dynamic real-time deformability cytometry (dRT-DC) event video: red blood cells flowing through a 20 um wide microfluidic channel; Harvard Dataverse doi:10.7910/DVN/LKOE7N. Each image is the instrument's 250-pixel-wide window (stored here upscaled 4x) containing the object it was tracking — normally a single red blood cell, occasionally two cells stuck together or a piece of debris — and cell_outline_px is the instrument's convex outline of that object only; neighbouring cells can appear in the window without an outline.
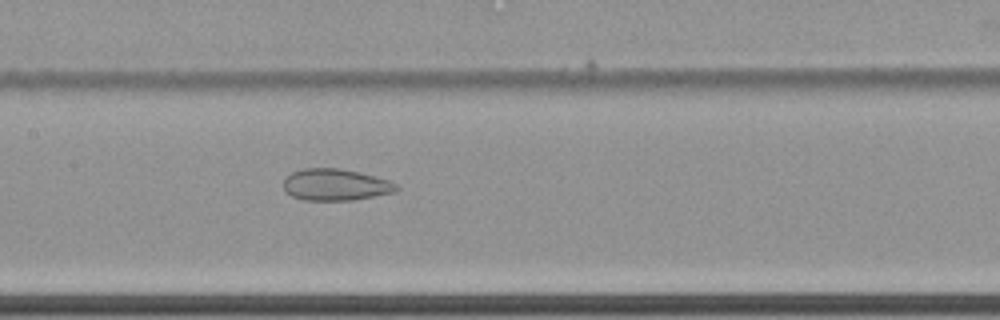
{"species": "common noctule bat (a hibernating species)", "species_latin": "Nyctalus noctula", "temperature_condition": "cold", "stored_images_in_passage": 33, "camera_frame_rate_fps": 3000, "um_per_image_px": 0.085, "animal": {"sex": "female", "body_mass_g": 22.7, "forearm_length_mm": 54.2}, "frame": {"image": 1, "passage_image": 10, "time_ms": 3.0, "image_size_px": [1000, 320], "cell_outline_px": [[400, 188], [396, 192], [352, 200], [304, 200], [292, 196], [284, 188], [284, 176], [292, 172], [304, 168], [340, 168], [360, 172], [388, 180], [396, 184]], "centroid_in_image_um": [28.52, 15.69], "position_along_channel_um": 178.9, "area_um2": 20.87}}
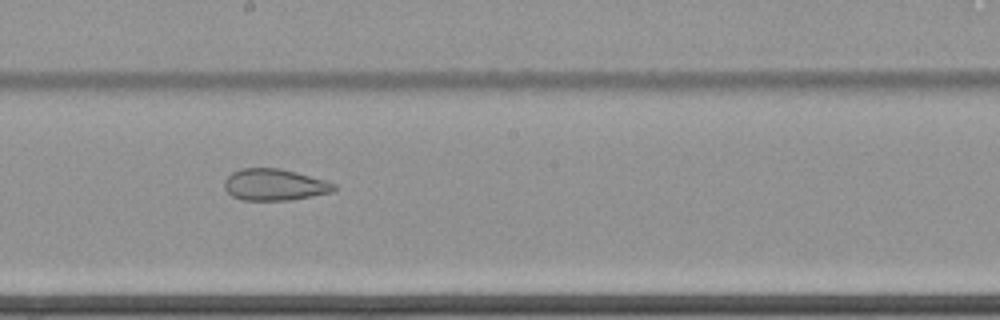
{"frame": {"image": 2, "passage_image": 14, "time_ms": 4.333, "image_size_px": [1000, 320], "cell_outline_px": [[336, 192], [288, 200], [240, 200], [232, 196], [224, 188], [224, 180], [232, 172], [240, 168], [280, 168], [296, 172], [324, 180], [336, 184]], "centroid_in_image_um": [23.33, 15.7], "position_along_channel_um": 224.9, "area_um2": 20.29}}
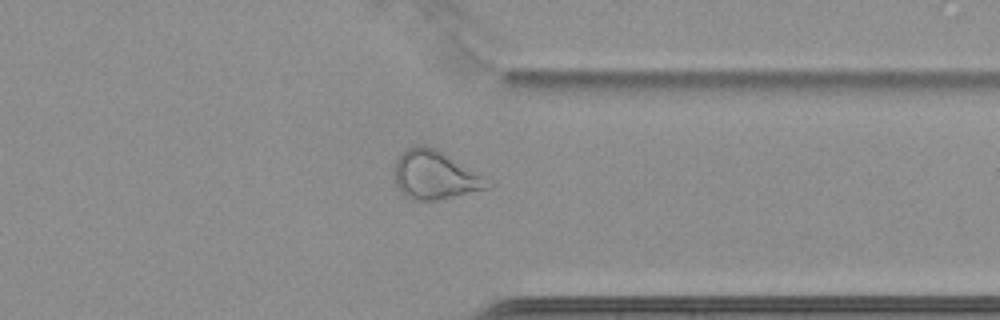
{"frame": {"image": 3, "passage_image": 27, "time_ms": 8.667, "image_size_px": [1000, 320], "cell_outline_px": [[496, 184], [492, 188], [436, 200], [412, 200], [404, 196], [400, 192], [396, 184], [396, 160], [400, 152], [416, 144], [424, 144], [436, 148], [484, 176]], "centroid_in_image_um": [37.01, 14.88], "position_along_channel_um": 374.4, "area_um2": 26.65}}